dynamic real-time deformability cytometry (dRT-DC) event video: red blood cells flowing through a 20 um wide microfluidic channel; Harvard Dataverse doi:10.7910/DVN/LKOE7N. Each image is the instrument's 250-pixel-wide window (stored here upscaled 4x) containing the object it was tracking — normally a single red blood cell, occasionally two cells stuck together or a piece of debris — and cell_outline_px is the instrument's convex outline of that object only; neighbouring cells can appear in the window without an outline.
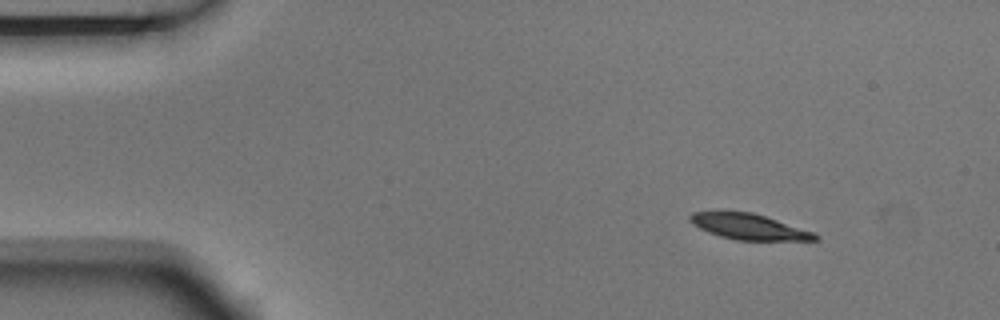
{"species": "Egyptian fruit bat (a non-hibernating species)", "species_latin": "Rousettus aegyptiacus", "temperature_condition": "room temperature", "stored_images_in_passage": 8, "camera_frame_rate_fps": 3000, "um_per_image_px": 0.085, "animal": {"sex": "male"}, "frame": {"image": 1, "passage_image": 1, "time_ms": 0.0, "image_size_px": [1000, 320], "cell_outline_px": [[820, 240], [736, 240], [720, 236], [708, 232], [692, 224], [688, 220], [688, 216], [692, 212], [752, 212], [812, 232], [820, 236]], "centroid_in_image_um": [63.61, 19.28], "position_along_channel_um": 21.4, "area_um2": 18.38}}
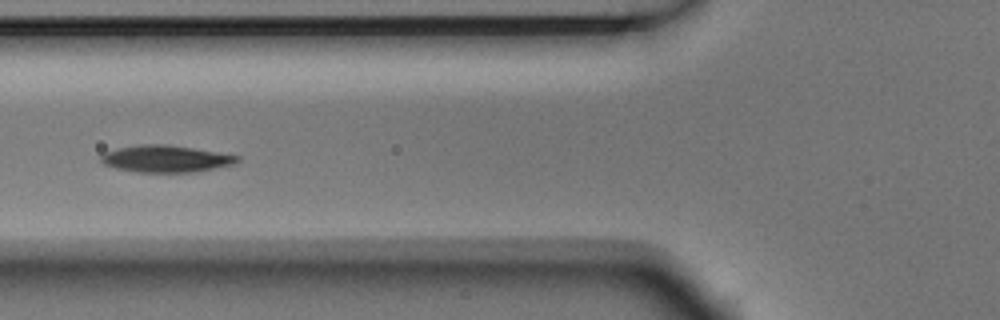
{"frame": {"image": 2, "passage_image": 5, "time_ms": 1.333, "image_size_px": [1000, 320], "cell_outline_px": [[240, 160], [232, 164], [196, 172], [136, 172], [116, 168], [104, 164], [100, 160], [100, 156], [104, 152], [120, 148], [144, 144], [164, 144], [192, 148], [240, 156]], "centroid_in_image_um": [14.07, 13.5], "position_along_channel_um": 111.7, "area_um2": 21.1}}
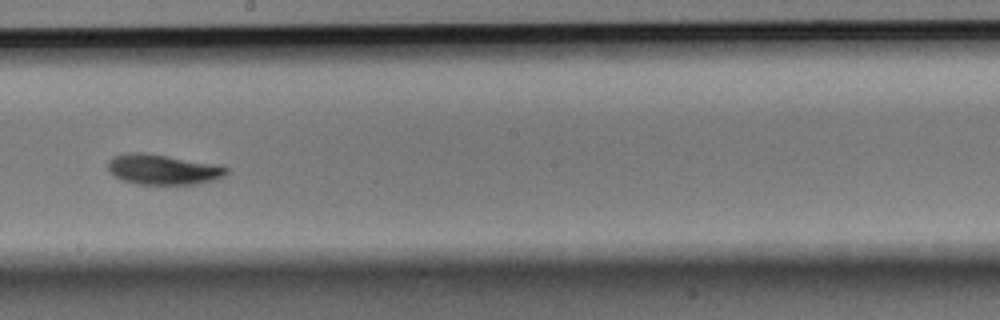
{"frame": {"image": 3, "passage_image": 8, "time_ms": 2.333, "image_size_px": [1000, 320], "cell_outline_px": [[228, 172], [224, 176], [212, 180], [196, 184], [136, 184], [124, 180], [108, 172], [108, 160], [112, 156], [128, 152], [140, 152], [220, 164], [228, 168]], "centroid_in_image_um": [13.84, 14.39], "position_along_channel_um": 234.4, "area_um2": 20.92}}